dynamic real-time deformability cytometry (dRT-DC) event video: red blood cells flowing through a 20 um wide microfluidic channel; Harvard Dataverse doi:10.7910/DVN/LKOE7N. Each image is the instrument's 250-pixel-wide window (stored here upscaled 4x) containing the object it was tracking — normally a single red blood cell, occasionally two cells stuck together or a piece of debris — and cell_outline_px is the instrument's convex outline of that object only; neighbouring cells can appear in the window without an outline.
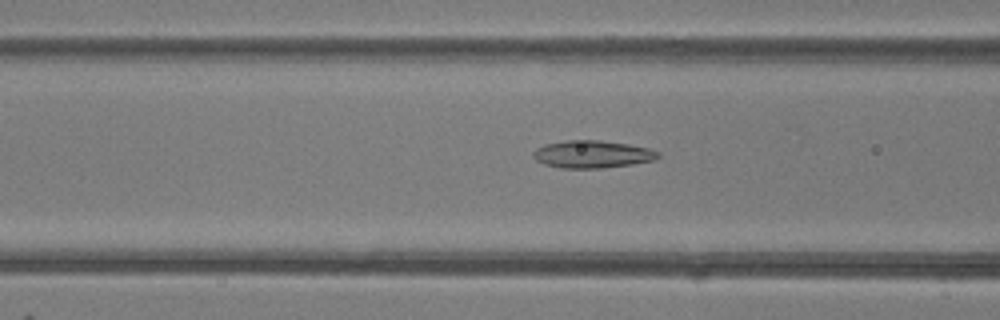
{"species": "common noctule bat (a hibernating species)", "species_latin": "Nyctalus noctula", "temperature_condition": "room temperature", "stored_images_in_passage": 33, "camera_frame_rate_fps": 3000, "um_per_image_px": 0.085, "animal": {"sex": "female"}, "frame": {"image": 1, "passage_image": 7, "time_ms": 2.0, "image_size_px": [1000, 320], "cell_outline_px": [[660, 156], [652, 160], [632, 164], [604, 168], [560, 168], [544, 164], [536, 160], [532, 156], [532, 152], [536, 148], [544, 144], [564, 140], [600, 140], [628, 144], [648, 148], [660, 152]], "centroid_in_image_um": [50.3, 13.1], "position_along_channel_um": 116.3, "area_um2": 20.11}}
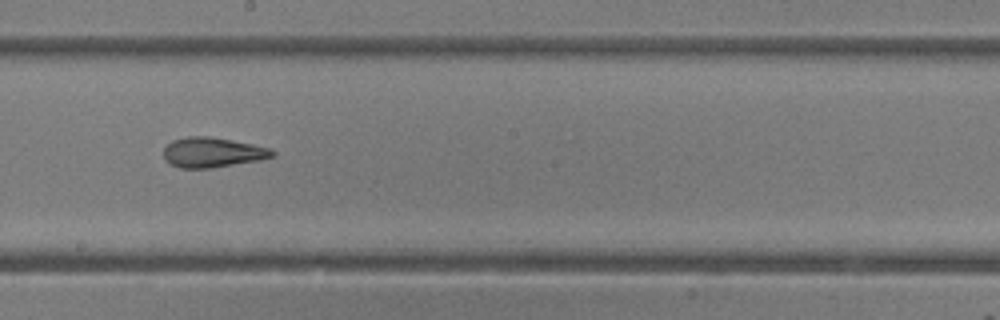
{"frame": {"image": 2, "passage_image": 15, "time_ms": 4.667, "image_size_px": [1000, 320], "cell_outline_px": [[276, 156], [260, 160], [208, 168], [180, 168], [168, 164], [164, 160], [164, 148], [172, 140], [188, 136], [208, 136], [252, 144], [268, 148], [276, 152]], "centroid_in_image_um": [18.03, 12.96], "position_along_channel_um": 230.2, "area_um2": 18.96}}
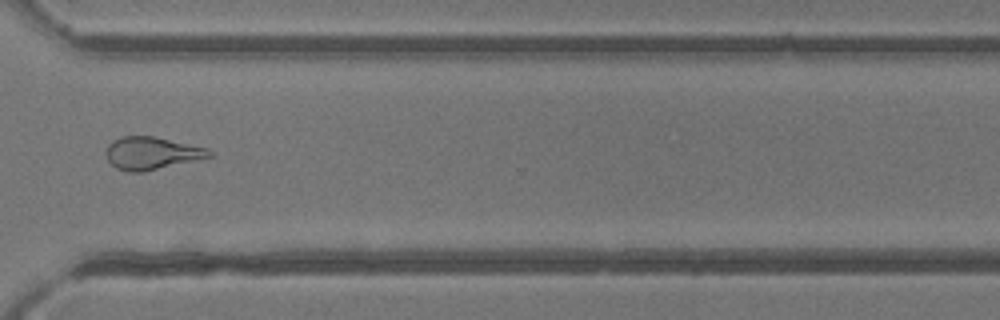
{"frame": {"image": 3, "passage_image": 24, "time_ms": 7.667, "image_size_px": [1000, 320], "cell_outline_px": [[212, 156], [140, 172], [128, 172], [116, 168], [108, 160], [104, 152], [108, 144], [112, 140], [120, 136], [152, 136], [208, 148], [212, 152]], "centroid_in_image_um": [12.82, 13.0], "position_along_channel_um": 357.8, "area_um2": 19.36}, "authors_computed_cell_mechanics": {"area_um2": 18.8428, "velocity_mm_per_s": 4.2677, "shape_relaxation_time_tau1_ms": null, "shape_relaxation_time_tau2_ms": 2.3105, "deformation_change_tau1": null, "deformation_change_tau2": 0.1159}}